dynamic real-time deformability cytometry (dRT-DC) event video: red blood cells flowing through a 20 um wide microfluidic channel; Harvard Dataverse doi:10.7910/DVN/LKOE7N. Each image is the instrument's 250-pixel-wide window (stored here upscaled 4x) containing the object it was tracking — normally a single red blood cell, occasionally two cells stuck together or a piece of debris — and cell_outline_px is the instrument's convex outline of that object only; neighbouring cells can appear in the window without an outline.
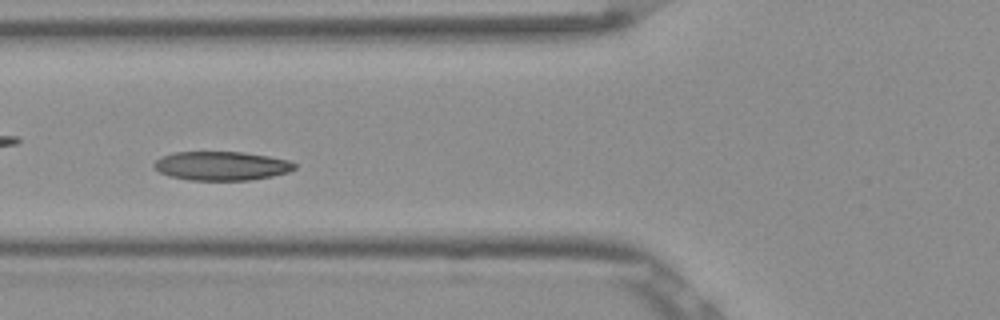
{"species": "Egyptian fruit bat (a non-hibernating species)", "species_latin": "Rousettus aegyptiacus", "temperature_condition": "room temperature", "stored_images_in_passage": 55, "camera_frame_rate_fps": 3000, "um_per_image_px": 0.085, "frame": {"image": 1, "passage_image": 22, "time_ms": 7.0, "image_size_px": [1000, 320], "cell_outline_px": [[296, 168], [288, 172], [272, 176], [248, 180], [188, 180], [168, 176], [152, 168], [152, 164], [156, 160], [164, 156], [176, 152], [244, 152], [268, 156], [288, 160], [296, 164]], "centroid_in_image_um": [18.81, 14.1], "position_along_channel_um": 107.0, "area_um2": 23.7}}
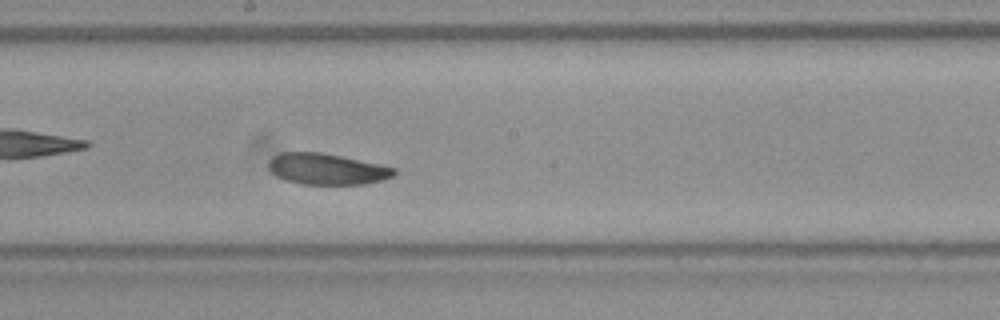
{"frame": {"image": 2, "passage_image": 31, "time_ms": 10.0, "image_size_px": [1000, 320], "cell_outline_px": [[396, 172], [392, 176], [380, 180], [364, 184], [300, 184], [276, 176], [268, 168], [268, 160], [272, 156], [280, 152], [320, 152], [380, 164], [396, 168]], "centroid_in_image_um": [27.74, 14.36], "position_along_channel_um": 220.5, "area_um2": 22.66}}
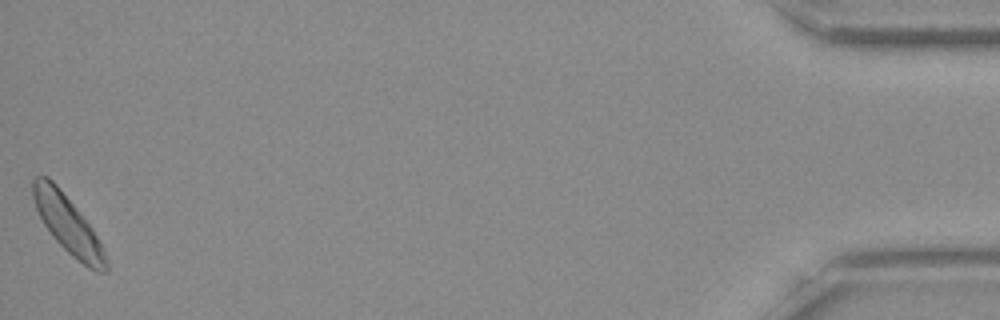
{"frame": {"image": 3, "passage_image": 55, "time_ms": 18.0, "image_size_px": [1000, 320], "cell_outline_px": [[108, 272], [96, 272], [88, 268], [72, 256], [52, 236], [44, 224], [36, 208], [32, 196], [32, 180], [36, 176], [48, 176], [56, 184], [76, 208], [92, 228], [104, 248], [108, 260]], "centroid_in_image_um": [5.79, 19.11], "position_along_channel_um": 429.4, "area_um2": 24.33}, "authors_computed_cell_mechanics": {"area_um2": 23.5246, "velocity_mm_per_s": 3.7807, "shape_relaxation_time_tau1_ms": 2.9599, "shape_relaxation_time_tau2_ms": 10.5647, "deformation_change_tau1": 0.0875, "deformation_change_tau2": 0.1811}}